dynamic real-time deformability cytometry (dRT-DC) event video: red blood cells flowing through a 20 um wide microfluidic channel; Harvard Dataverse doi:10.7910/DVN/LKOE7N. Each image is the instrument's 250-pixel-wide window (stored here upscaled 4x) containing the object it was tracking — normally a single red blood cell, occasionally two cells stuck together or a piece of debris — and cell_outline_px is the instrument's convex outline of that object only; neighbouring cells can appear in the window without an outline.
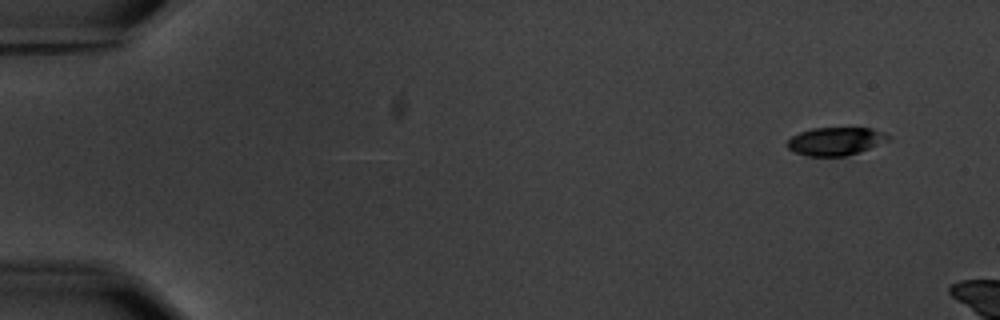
{"species": "common noctule bat (a hibernating species)", "species_latin": "Nyctalus noctula", "temperature_condition": "warm", "stored_images_in_passage": 1, "camera_frame_rate_fps": 3000, "um_per_image_px": 0.085, "animal": {"sex": "male", "body_mass_g": 20.1, "forearm_length_mm": 53.5}, "frame": {"image": 1, "passage_image": 1, "time_ms": 0.0, "image_size_px": [1000, 320], "cell_outline_px": [[892, 140], [860, 152], [844, 156], [808, 156], [796, 152], [788, 148], [788, 140], [792, 136], [800, 132], [812, 128], [872, 128], [884, 132], [892, 136]], "centroid_in_image_um": [71.1, 12.0], "position_along_channel_um": 13.9, "area_um2": 16.65}}